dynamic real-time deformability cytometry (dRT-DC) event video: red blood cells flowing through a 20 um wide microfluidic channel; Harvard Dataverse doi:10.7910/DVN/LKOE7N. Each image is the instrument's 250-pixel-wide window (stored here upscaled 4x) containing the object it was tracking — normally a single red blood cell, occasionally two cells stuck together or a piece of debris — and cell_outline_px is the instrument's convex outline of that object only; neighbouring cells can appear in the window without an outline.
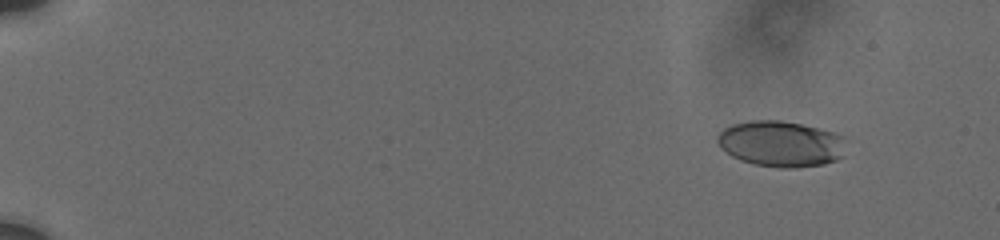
{"species": "human", "species_latin": "Homo sapiens", "temperature_condition": "cold", "stored_images_in_passage": 16, "camera_frame_rate_fps": 3000, "um_per_image_px": 0.085, "donor": {"sex": "male"}, "frame": {"image": 1, "passage_image": 1, "time_ms": 0.0, "image_size_px": [1000, 240], "cell_outline_px": [[844, 156], [836, 160], [824, 164], [796, 168], [780, 168], [752, 164], [740, 160], [732, 156], [716, 140], [716, 136], [724, 128], [732, 124], [748, 120], [780, 120], [820, 128], [836, 132], [844, 136]], "centroid_in_image_um": [66.4, 12.22], "position_along_channel_um": 18.6, "area_um2": 34.68}}
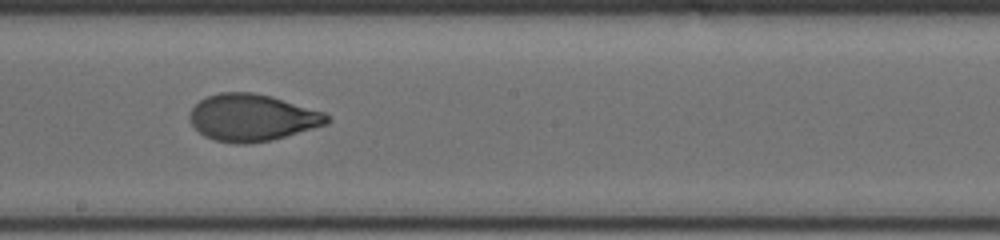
{"frame": {"image": 2, "passage_image": 10, "time_ms": 9.667, "image_size_px": [1000, 240], "cell_outline_px": [[332, 120], [328, 124], [272, 140], [244, 144], [236, 144], [216, 140], [204, 136], [192, 124], [188, 116], [192, 108], [200, 100], [208, 96], [220, 92], [252, 92], [272, 96], [324, 112]], "centroid_in_image_um": [21.45, 9.99], "position_along_channel_um": 226.8, "area_um2": 37.51}}
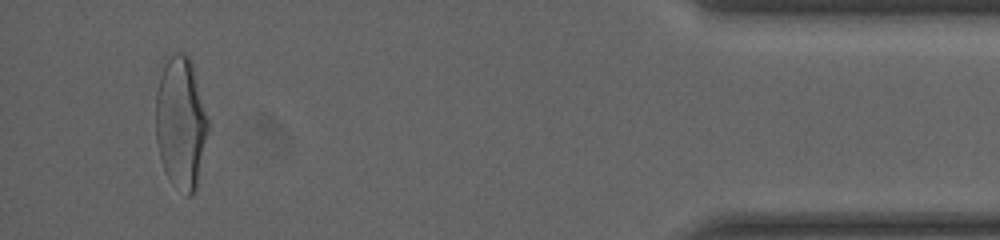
{"frame": {"image": 3, "passage_image": 16, "time_ms": 16.333, "image_size_px": [1000, 240], "cell_outline_px": [[208, 132], [196, 192], [192, 196], [188, 196], [172, 184], [164, 168], [160, 156], [156, 140], [156, 92], [164, 68], [168, 60], [176, 52], [184, 52], [188, 56], [192, 64], [208, 120]], "centroid_in_image_um": [15.38, 10.51], "position_along_channel_um": 419.8, "area_um2": 39.77}, "authors_computed_cell_mechanics": {"area_um2": 37.0787, "velocity_mm_per_s": 3.7335, "shape_relaxation_time_tau1_ms": 2.9793, "shape_relaxation_time_tau2_ms": 0.1059, "deformation_change_tau1": 0.1386, "deformation_change_tau2": 0.0389}}